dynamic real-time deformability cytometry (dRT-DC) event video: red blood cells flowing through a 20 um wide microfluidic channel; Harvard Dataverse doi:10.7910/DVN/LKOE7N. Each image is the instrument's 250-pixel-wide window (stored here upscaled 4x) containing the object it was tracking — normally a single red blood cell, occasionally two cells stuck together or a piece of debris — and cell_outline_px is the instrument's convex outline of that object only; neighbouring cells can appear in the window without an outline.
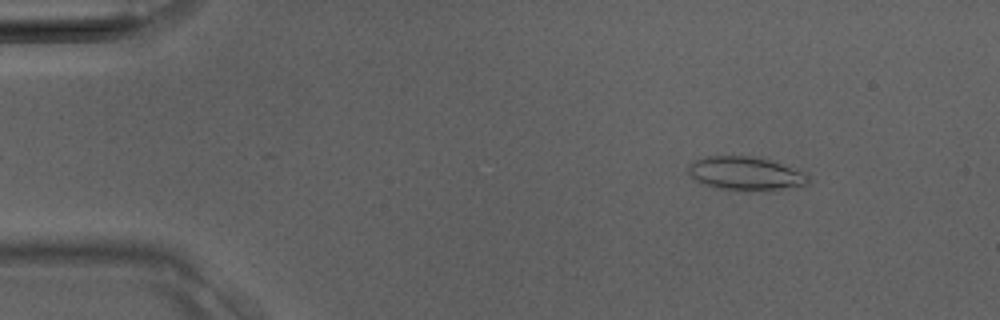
{"species": "Egyptian fruit bat (a non-hibernating species)", "species_latin": "Rousettus aegyptiacus", "temperature_condition": "room temperature", "stored_images_in_passage": 37, "camera_frame_rate_fps": 3000, "um_per_image_px": 0.085, "animal": {"sex": "male"}, "frame": {"image": 1, "passage_image": 4, "time_ms": 1.0, "image_size_px": [1000, 320], "cell_outline_px": [[808, 184], [780, 188], [744, 192], [716, 188], [704, 184], [696, 180], [688, 172], [688, 164], [692, 160], [708, 156], [748, 156], [768, 160], [808, 172]], "centroid_in_image_um": [63.33, 14.75], "position_along_channel_um": 21.7, "area_um2": 23.47}}
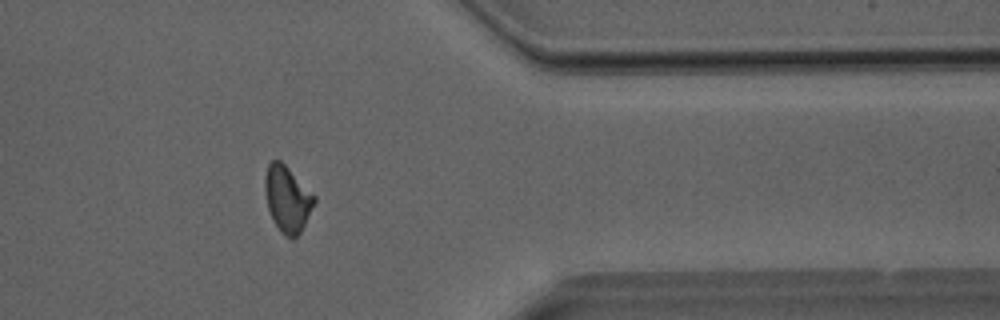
{"frame": {"image": 2, "passage_image": 30, "time_ms": 9.667, "image_size_px": [1000, 320], "cell_outline_px": [[316, 200], [300, 232], [292, 240], [284, 236], [280, 232], [272, 220], [268, 208], [264, 188], [264, 176], [268, 164], [272, 160], [280, 160], [316, 196]], "centroid_in_image_um": [24.4, 16.92], "position_along_channel_um": 387.0, "area_um2": 18.96}}
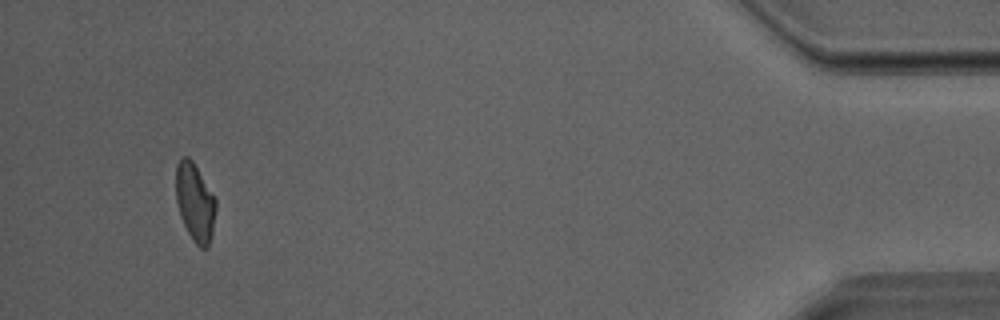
{"frame": {"image": 3, "passage_image": 35, "time_ms": 11.333, "image_size_px": [1000, 320], "cell_outline_px": [[216, 208], [212, 232], [208, 248], [200, 248], [192, 240], [180, 216], [176, 200], [176, 164], [180, 156], [188, 156], [192, 160], [216, 200]], "centroid_in_image_um": [16.56, 17.18], "position_along_channel_um": 418.6, "area_um2": 18.09}}